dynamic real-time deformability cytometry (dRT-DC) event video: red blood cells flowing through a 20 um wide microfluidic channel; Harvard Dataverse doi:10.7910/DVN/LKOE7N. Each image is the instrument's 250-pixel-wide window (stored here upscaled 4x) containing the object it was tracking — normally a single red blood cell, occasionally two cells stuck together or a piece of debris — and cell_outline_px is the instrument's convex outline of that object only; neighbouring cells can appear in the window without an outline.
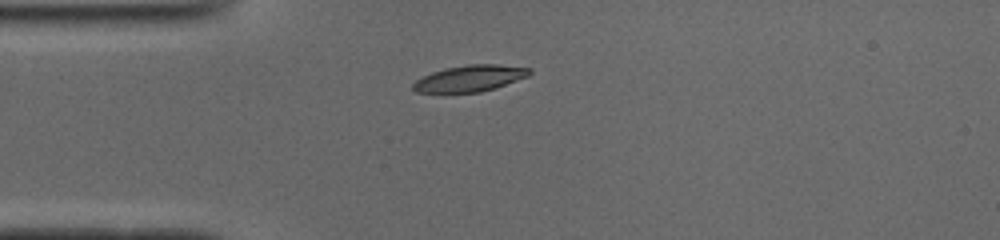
{"species": "common noctule bat (a hibernating species)", "species_latin": "Nyctalus noctula", "temperature_condition": "cold", "stored_images_in_passage": 39, "camera_frame_rate_fps": 3000, "um_per_image_px": 0.085, "animal": {"sex": "male", "body_mass_g": 19.0, "forearm_length_mm": 50.8}, "frame": {"image": 1, "passage_image": 1, "time_ms": 0.0, "image_size_px": [1000, 240], "cell_outline_px": [[532, 72], [528, 76], [496, 88], [480, 92], [416, 92], [412, 88], [412, 84], [416, 80], [432, 72], [448, 68], [468, 64], [496, 64], [532, 68]], "centroid_in_image_um": [39.98, 6.66], "position_along_channel_um": 45.0, "area_um2": 17.74}}
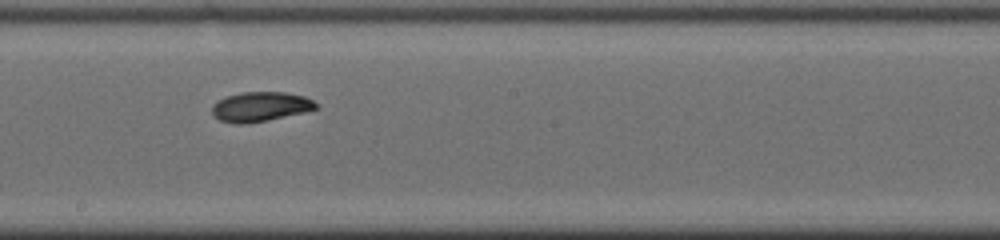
{"frame": {"image": 2, "passage_image": 16, "time_ms": 5.0, "image_size_px": [1000, 240], "cell_outline_px": [[320, 108], [304, 112], [268, 120], [248, 124], [236, 124], [220, 120], [212, 112], [212, 104], [216, 100], [240, 92], [284, 92], [304, 96], [320, 104]], "centroid_in_image_um": [22.15, 9.07], "position_along_channel_um": 226.0, "area_um2": 18.09}}
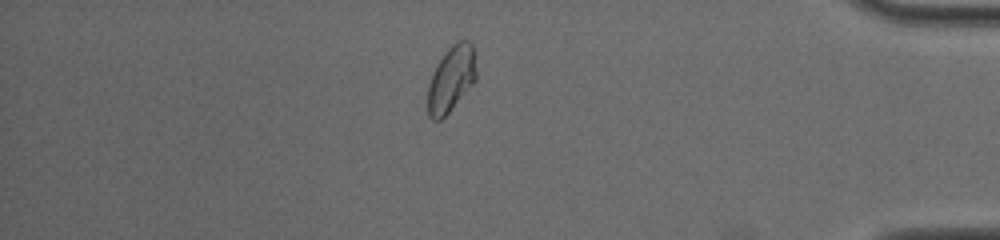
{"frame": {"image": 3, "passage_image": 32, "time_ms": 10.333, "image_size_px": [1000, 240], "cell_outline_px": [[476, 80], [448, 112], [440, 120], [432, 120], [428, 116], [428, 84], [432, 72], [444, 52], [456, 40], [468, 40], [472, 44], [476, 72]], "centroid_in_image_um": [38.33, 6.68], "position_along_channel_um": 396.9, "area_um2": 18.5}, "authors_computed_cell_mechanics": {"area_um2": 18.207, "velocity_mm_per_s": 3.8985, "shape_relaxation_time_tau1_ms": 4.1511, "shape_relaxation_time_tau2_ms": 4.5708, "deformation_change_tau1": 0.15, "deformation_change_tau2": 0.0667}}